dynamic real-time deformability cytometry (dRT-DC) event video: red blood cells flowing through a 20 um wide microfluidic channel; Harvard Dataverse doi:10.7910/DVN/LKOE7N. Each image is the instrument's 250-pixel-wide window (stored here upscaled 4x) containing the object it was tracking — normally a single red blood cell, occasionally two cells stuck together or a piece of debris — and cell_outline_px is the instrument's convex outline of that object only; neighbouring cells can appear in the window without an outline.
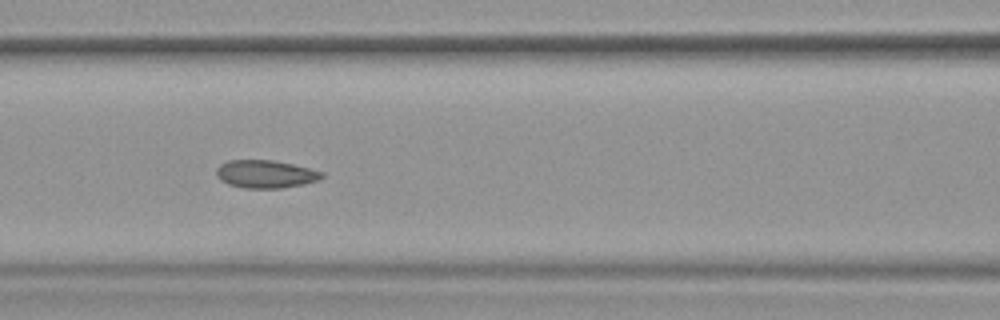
{"species": "common noctule bat (a hibernating species)", "species_latin": "Nyctalus noctula", "temperature_condition": "warm", "stored_images_in_passage": 54, "camera_frame_rate_fps": 3000, "um_per_image_px": 0.085, "animal": {"sex": "female", "body_mass_g": 19.9}, "frame": {"image": 1, "passage_image": 24, "time_ms": 7.667, "image_size_px": [1000, 320], "cell_outline_px": [[324, 176], [320, 180], [304, 184], [280, 188], [244, 188], [228, 184], [220, 180], [216, 176], [216, 168], [220, 164], [228, 160], [272, 160], [292, 164], [324, 172]], "centroid_in_image_um": [22.56, 14.8], "position_along_channel_um": 144.0, "area_um2": 17.22}, "authors_computed_cell_mechanics": {"area_um2": 17.8891, "velocity_mm_per_s": 3.7932, "shape_relaxation_time_tau1_ms": null, "shape_relaxation_time_tau2_ms": 1.4456, "deformation_change_tau1": null, "deformation_change_tau2": 0.0561}}